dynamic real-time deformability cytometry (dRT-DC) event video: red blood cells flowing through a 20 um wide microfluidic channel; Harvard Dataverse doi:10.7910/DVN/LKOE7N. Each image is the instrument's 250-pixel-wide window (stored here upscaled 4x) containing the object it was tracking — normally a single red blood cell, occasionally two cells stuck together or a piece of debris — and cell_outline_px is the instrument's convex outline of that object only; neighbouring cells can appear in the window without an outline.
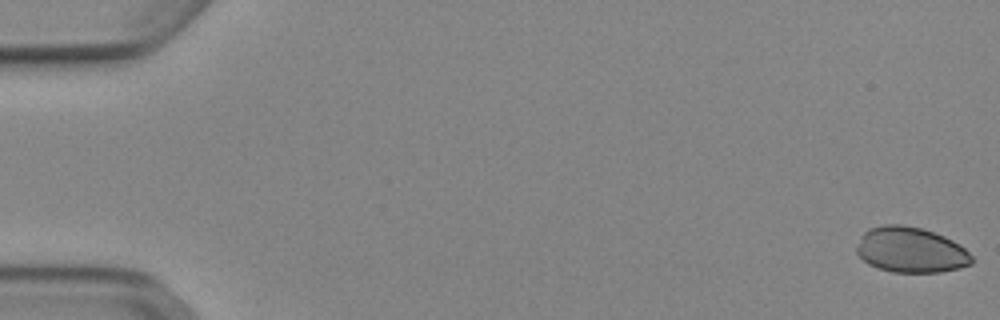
{"species": "Egyptian fruit bat (a non-hibernating species)", "species_latin": "Rousettus aegyptiacus", "temperature_condition": "cold", "stored_images_in_passage": 53, "camera_frame_rate_fps": 3000, "um_per_image_px": 0.085, "animal": {"sex": "female"}, "frame": {"image": 1, "passage_image": 1, "time_ms": 0.0, "image_size_px": [1000, 320], "cell_outline_px": [[972, 264], [960, 268], [940, 272], [892, 272], [868, 264], [856, 252], [856, 248], [860, 236], [868, 228], [884, 224], [900, 224], [920, 228], [944, 236], [960, 244], [972, 256]], "centroid_in_image_um": [77.4, 21.24], "position_along_channel_um": 7.6, "area_um2": 30.52}}
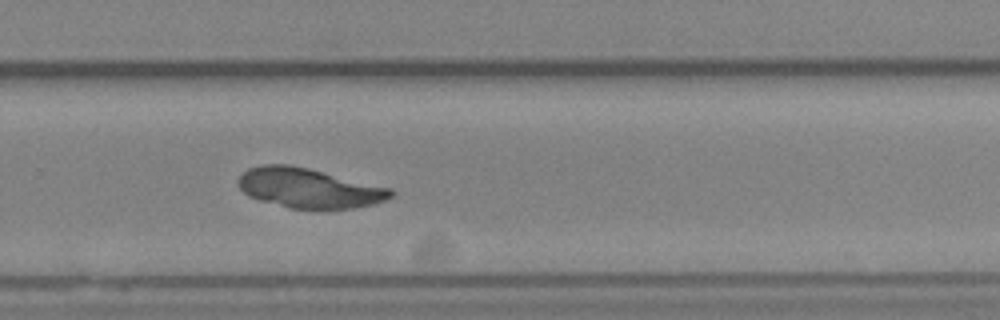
{"frame": {"image": 2, "passage_image": 36, "time_ms": 11.667, "image_size_px": [1000, 320], "cell_outline_px": [[396, 192], [392, 196], [376, 204], [352, 208], [288, 208], [260, 200], [248, 196], [240, 188], [240, 176], [248, 168], [264, 164], [288, 164], [308, 168], [392, 188]], "centroid_in_image_um": [26.29, 15.98], "position_along_channel_um": 303.5, "area_um2": 35.08}}
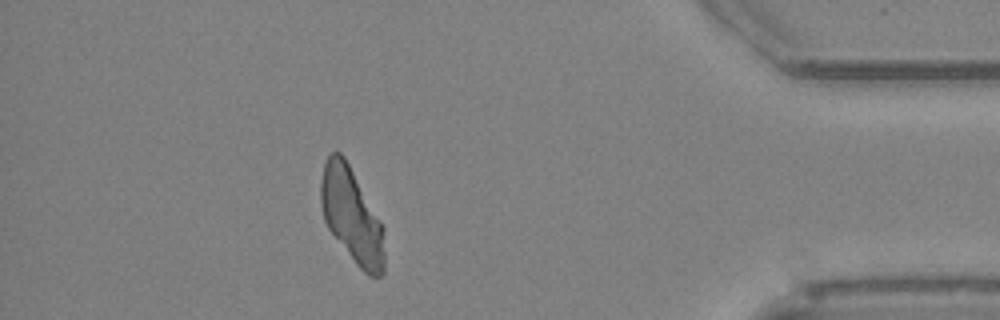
{"frame": {"image": 3, "passage_image": 47, "time_ms": 15.333, "image_size_px": [1000, 320], "cell_outline_px": [[384, 272], [380, 276], [368, 276], [356, 264], [328, 228], [324, 220], [320, 204], [320, 180], [324, 164], [328, 156], [332, 152], [340, 152], [344, 156], [384, 228]], "centroid_in_image_um": [29.88, 18.33], "position_along_channel_um": 405.3, "area_um2": 34.85}}